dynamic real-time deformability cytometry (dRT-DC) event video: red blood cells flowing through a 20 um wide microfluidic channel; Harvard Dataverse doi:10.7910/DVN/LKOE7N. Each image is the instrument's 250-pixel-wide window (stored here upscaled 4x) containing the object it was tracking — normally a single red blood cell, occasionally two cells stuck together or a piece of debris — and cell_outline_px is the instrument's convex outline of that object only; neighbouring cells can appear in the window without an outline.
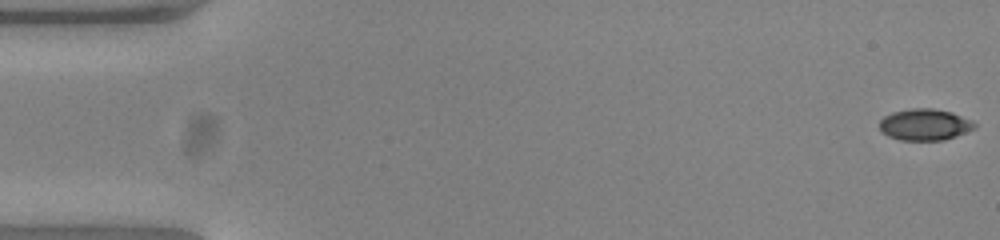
{"species": "common noctule bat (a hibernating species)", "species_latin": "Nyctalus noctula", "temperature_condition": "warm", "stored_images_in_passage": 53, "camera_frame_rate_fps": 3000, "um_per_image_px": 0.085, "animal": {"sex": "female", "body_mass_g": 23.0, "forearm_length_mm": 53.4}, "frame": {"image": 1, "passage_image": 1, "time_ms": 0.0, "image_size_px": [1000, 240], "cell_outline_px": [[976, 128], [956, 136], [944, 140], [900, 140], [888, 136], [880, 132], [880, 120], [884, 116], [892, 112], [912, 108], [932, 108], [952, 112], [972, 120], [976, 124]], "centroid_in_image_um": [78.6, 10.59], "position_along_channel_um": 6.4, "area_um2": 17.57}}
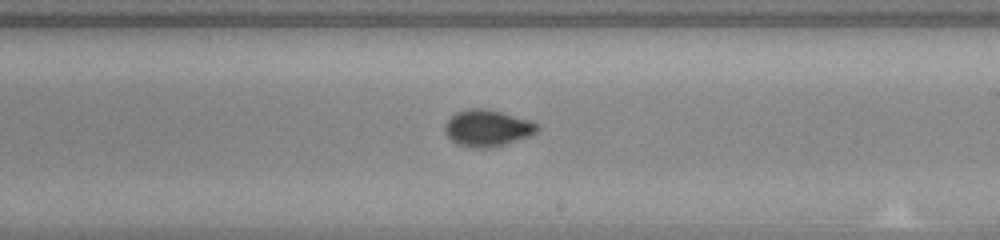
{"frame": {"image": 2, "passage_image": 31, "time_ms": 10.0, "image_size_px": [1000, 240], "cell_outline_px": [[540, 128], [536, 132], [528, 136], [504, 144], [488, 148], [476, 148], [460, 144], [452, 140], [444, 132], [444, 124], [456, 112], [468, 108], [488, 108], [528, 120], [536, 124]], "centroid_in_image_um": [41.39, 10.87], "position_along_channel_um": 247.6, "area_um2": 19.42}}
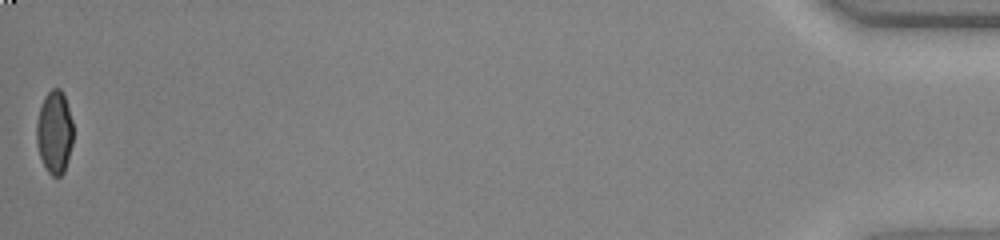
{"frame": {"image": 3, "passage_image": 53, "time_ms": 17.333, "image_size_px": [1000, 240], "cell_outline_px": [[72, 144], [68, 160], [64, 172], [60, 176], [52, 176], [48, 172], [40, 156], [36, 140], [36, 124], [40, 108], [44, 96], [52, 88], [60, 88], [64, 92], [72, 120]], "centroid_in_image_um": [4.63, 11.21], "position_along_channel_um": 430.6, "area_um2": 17.74}, "authors_computed_cell_mechanics": {"area_um2": 18.496, "velocity_mm_per_s": 3.8866, "shape_relaxation_time_tau1_ms": 3.8678, "shape_relaxation_time_tau2_ms": null, "deformation_change_tau1": 0.1477, "deformation_change_tau2": null}}